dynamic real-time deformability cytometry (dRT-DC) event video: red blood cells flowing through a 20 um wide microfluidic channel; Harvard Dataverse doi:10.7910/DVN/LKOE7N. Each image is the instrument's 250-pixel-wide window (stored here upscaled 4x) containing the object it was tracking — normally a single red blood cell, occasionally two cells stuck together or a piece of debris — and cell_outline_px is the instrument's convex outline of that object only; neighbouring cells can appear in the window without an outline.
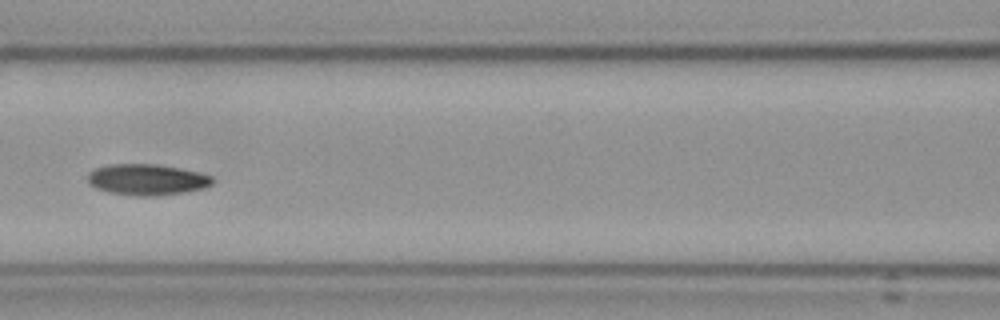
{"species": "Egyptian fruit bat (a non-hibernating species)", "species_latin": "Rousettus aegyptiacus", "temperature_condition": "cold", "stored_images_in_passage": 9, "camera_frame_rate_fps": 3000, "um_per_image_px": 0.085, "frame": {"image": 1, "passage_image": 6, "time_ms": 6.0, "image_size_px": [1000, 320], "cell_outline_px": [[216, 180], [212, 184], [204, 188], [184, 192], [156, 196], [132, 196], [108, 192], [96, 188], [88, 184], [88, 172], [96, 168], [108, 164], [156, 164], [196, 172], [212, 176]], "centroid_in_image_um": [12.46, 15.28], "position_along_channel_um": 154.1, "area_um2": 22.66}}